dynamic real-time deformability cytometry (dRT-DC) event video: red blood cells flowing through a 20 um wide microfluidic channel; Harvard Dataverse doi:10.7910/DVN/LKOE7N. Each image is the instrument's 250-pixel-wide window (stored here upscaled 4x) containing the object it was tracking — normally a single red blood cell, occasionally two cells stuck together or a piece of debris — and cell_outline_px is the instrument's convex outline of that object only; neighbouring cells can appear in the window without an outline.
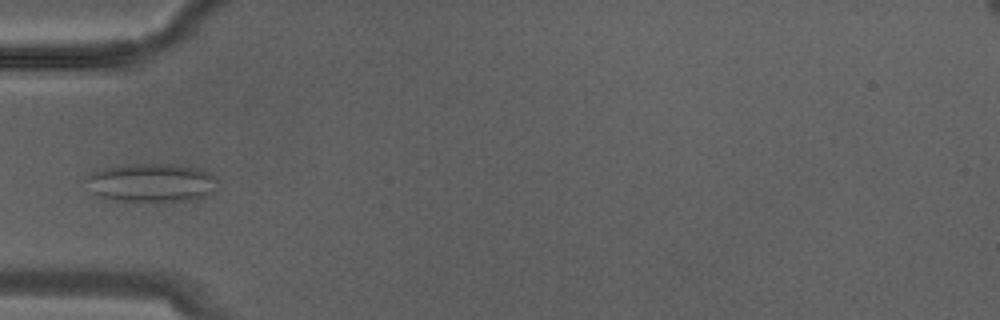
{"species": "Egyptian fruit bat (a non-hibernating species)", "species_latin": "Rousettus aegyptiacus", "temperature_condition": "warm", "stored_images_in_passage": 19, "camera_frame_rate_fps": 3000, "um_per_image_px": 0.085, "animal": {"sex": "male"}, "frame": {"image": 1, "passage_image": 9, "time_ms": 2.667, "image_size_px": [1000, 320], "cell_outline_px": [[216, 192], [192, 200], [164, 204], [116, 200], [96, 196], [92, 192], [84, 180], [92, 172], [100, 168], [124, 164], [176, 164], [200, 168], [212, 172], [216, 176]], "centroid_in_image_um": [12.9, 15.56], "position_along_channel_um": 72.1, "area_um2": 30.92}}